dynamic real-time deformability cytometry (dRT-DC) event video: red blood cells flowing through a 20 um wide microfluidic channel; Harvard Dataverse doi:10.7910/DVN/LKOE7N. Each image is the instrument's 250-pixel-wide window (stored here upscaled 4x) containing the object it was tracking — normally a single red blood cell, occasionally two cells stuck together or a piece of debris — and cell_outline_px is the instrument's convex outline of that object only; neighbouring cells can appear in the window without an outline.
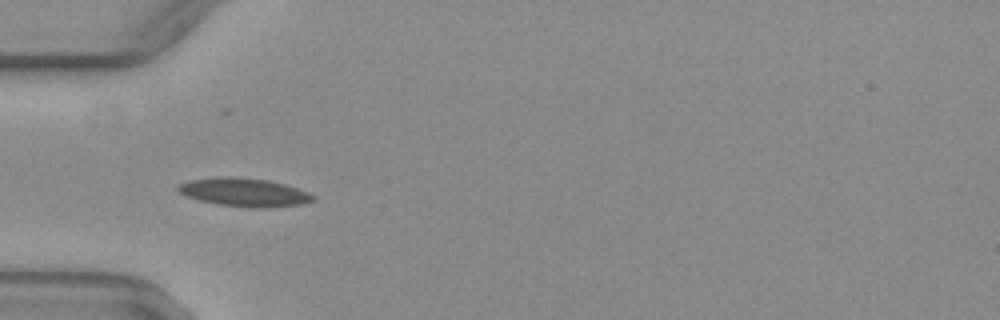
{"species": "common noctule bat (a hibernating species)", "species_latin": "Nyctalus noctula", "temperature_condition": "warm", "stored_images_in_passage": 30, "camera_frame_rate_fps": 3000, "um_per_image_px": 0.085, "animal": {"sex": "female", "body_mass_g": 29.2, "forearm_length_mm": 56.3}, "frame": {"image": 1, "passage_image": 2, "time_ms": 0.333, "image_size_px": [1000, 320], "cell_outline_px": [[316, 200], [304, 204], [268, 208], [256, 208], [216, 204], [184, 196], [176, 188], [176, 184], [188, 180], [220, 176], [232, 176], [268, 180], [284, 184], [308, 192], [316, 196]], "centroid_in_image_um": [20.75, 16.34], "position_along_channel_um": 64.3, "area_um2": 22.66}}
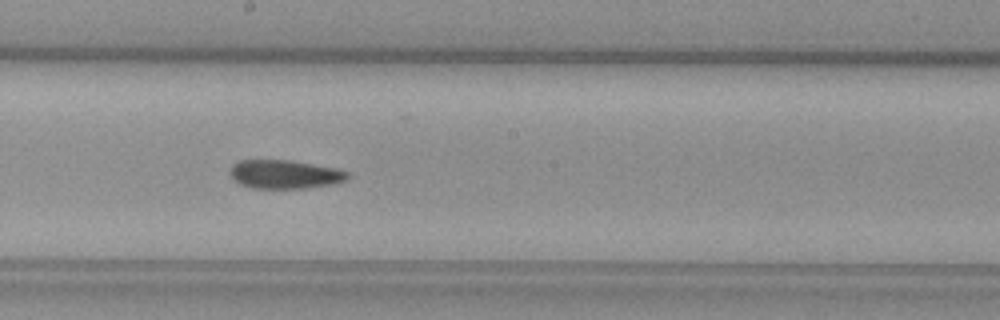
{"frame": {"image": 2, "passage_image": 14, "time_ms": 4.333, "image_size_px": [1000, 320], "cell_outline_px": [[352, 176], [348, 180], [336, 184], [304, 188], [252, 188], [240, 184], [228, 172], [232, 164], [240, 160], [292, 160], [336, 168], [348, 172]], "centroid_in_image_um": [24.25, 14.81], "position_along_channel_um": 223.9, "area_um2": 19.88}}
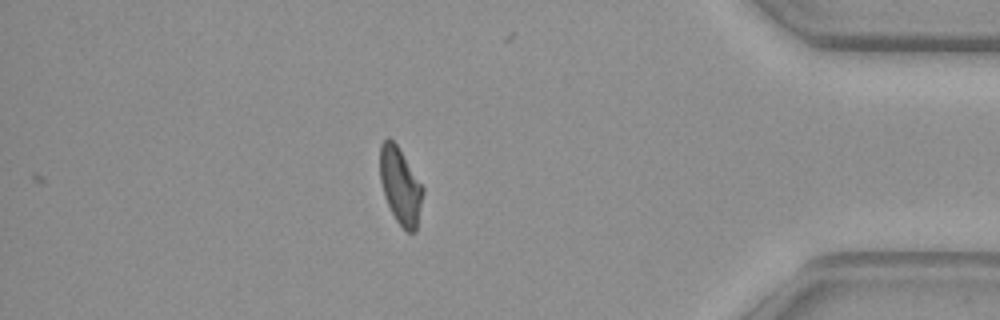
{"frame": {"image": 3, "passage_image": 30, "time_ms": 9.667, "image_size_px": [1000, 320], "cell_outline_px": [[424, 192], [416, 232], [408, 232], [396, 220], [384, 196], [380, 180], [380, 144], [388, 136], [396, 144], [424, 188]], "centroid_in_image_um": [34.03, 15.8], "position_along_channel_um": 401.2, "area_um2": 18.96}, "authors_computed_cell_mechanics": {"area_um2": 20.1144, "velocity_mm_per_s": 4.0446, "shape_relaxation_time_tau1_ms": null, "shape_relaxation_time_tau2_ms": 3.8687, "deformation_change_tau1": null, "deformation_change_tau2": 0.105}}